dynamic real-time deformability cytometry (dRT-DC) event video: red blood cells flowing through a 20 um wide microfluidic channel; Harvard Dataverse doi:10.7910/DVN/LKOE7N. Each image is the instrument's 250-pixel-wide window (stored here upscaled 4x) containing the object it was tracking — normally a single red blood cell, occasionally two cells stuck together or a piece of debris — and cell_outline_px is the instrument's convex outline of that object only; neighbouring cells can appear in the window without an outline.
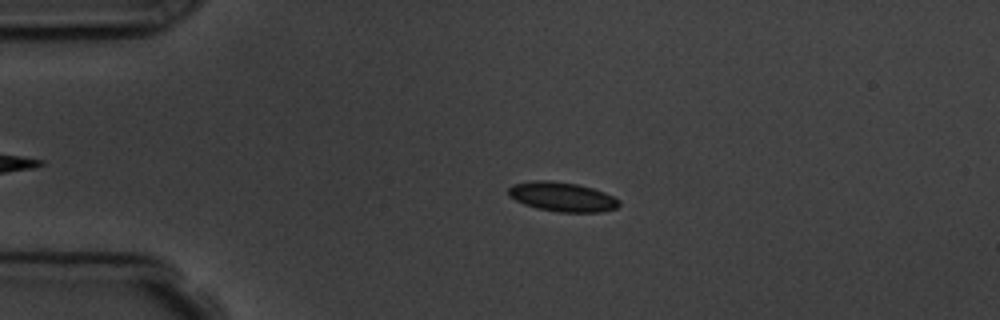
{"species": "common noctule bat (a hibernating species)", "species_latin": "Nyctalus noctula", "temperature_condition": "room temperature", "stored_images_in_passage": 4, "camera_frame_rate_fps": 3000, "um_per_image_px": 0.085, "animal": {"sex": "male", "body_mass_g": 19.5, "forearm_length_mm": 54.6}, "frame": {"image": 1, "passage_image": 3, "time_ms": 2.333, "image_size_px": [1000, 320], "cell_outline_px": [[620, 204], [616, 208], [600, 212], [560, 212], [536, 208], [524, 204], [508, 196], [508, 188], [512, 184], [532, 180], [548, 180], [576, 184], [592, 188], [604, 192], [620, 200]], "centroid_in_image_um": [47.76, 16.72], "position_along_channel_um": 37.2, "area_um2": 18.96}}